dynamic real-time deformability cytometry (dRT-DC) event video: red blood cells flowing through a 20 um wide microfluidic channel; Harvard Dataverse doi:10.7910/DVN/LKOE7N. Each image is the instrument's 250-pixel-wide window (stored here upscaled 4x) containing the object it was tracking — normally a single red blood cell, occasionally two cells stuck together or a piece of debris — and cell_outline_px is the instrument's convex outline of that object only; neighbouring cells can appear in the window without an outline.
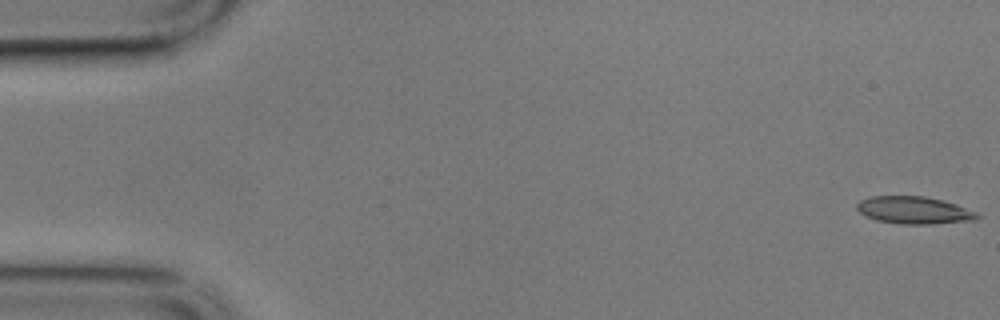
{"species": "common noctule bat (a hibernating species)", "species_latin": "Nyctalus noctula", "temperature_condition": "cold", "stored_images_in_passage": 7, "camera_frame_rate_fps": 3000, "um_per_image_px": 0.085, "animal": {"sex": "male", "body_mass_g": 17.9}, "frame": {"image": 1, "passage_image": 1, "time_ms": 0.0, "image_size_px": [1000, 320], "cell_outline_px": [[980, 216], [976, 220], [932, 224], [900, 224], [876, 220], [864, 216], [856, 208], [856, 204], [860, 200], [872, 196], [924, 196], [956, 204], [976, 212]], "centroid_in_image_um": [77.67, 17.87], "position_along_channel_um": 7.3, "area_um2": 19.19}}